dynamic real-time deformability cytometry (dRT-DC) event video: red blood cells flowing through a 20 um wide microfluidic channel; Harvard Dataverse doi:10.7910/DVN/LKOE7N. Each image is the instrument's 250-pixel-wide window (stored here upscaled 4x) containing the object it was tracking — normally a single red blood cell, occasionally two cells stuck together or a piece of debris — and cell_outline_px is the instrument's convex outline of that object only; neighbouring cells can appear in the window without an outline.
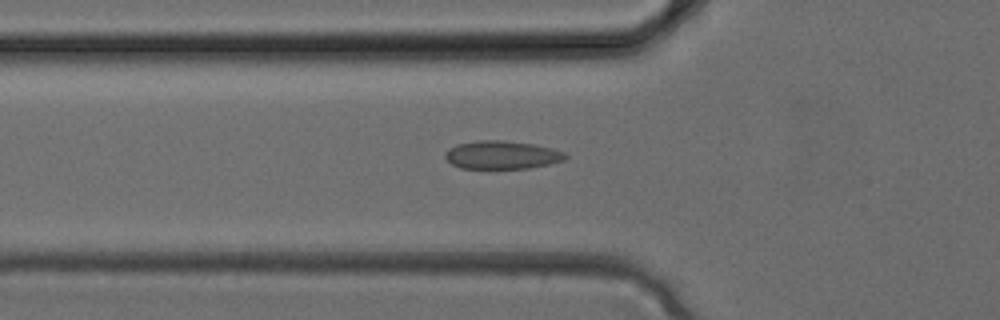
{"species": "common noctule bat (a hibernating species)", "species_latin": "Nyctalus noctula", "temperature_condition": "cold", "stored_images_in_passage": 24, "camera_frame_rate_fps": 3000, "um_per_image_px": 0.085, "animal": {"sex": "female", "body_mass_g": 24.6, "forearm_length_mm": 56.2}, "frame": {"image": 1, "passage_image": 2, "time_ms": 0.333, "image_size_px": [1000, 320], "cell_outline_px": [[568, 156], [564, 160], [548, 164], [528, 168], [460, 168], [452, 164], [444, 156], [444, 152], [448, 148], [456, 144], [476, 140], [500, 140], [532, 144], [552, 148], [564, 152]], "centroid_in_image_um": [42.62, 13.16], "position_along_channel_um": 83.2, "area_um2": 19.71}}
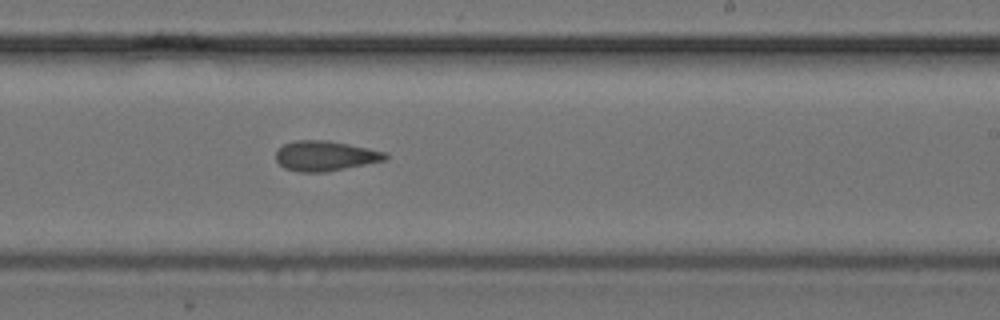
{"frame": {"image": 2, "passage_image": 11, "time_ms": 3.333, "image_size_px": [1000, 320], "cell_outline_px": [[388, 156], [384, 160], [324, 172], [300, 172], [284, 168], [276, 160], [276, 152], [284, 144], [296, 140], [328, 140], [388, 152]], "centroid_in_image_um": [27.63, 13.24], "position_along_channel_um": 261.4, "area_um2": 18.96}}
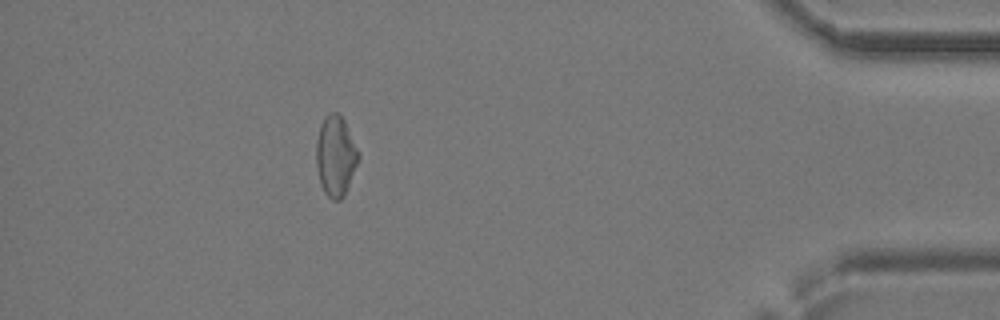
{"frame": {"image": 3, "passage_image": 21, "time_ms": 6.667, "image_size_px": [1000, 320], "cell_outline_px": [[360, 156], [344, 196], [340, 200], [332, 200], [324, 192], [320, 184], [316, 164], [316, 140], [320, 124], [324, 116], [328, 112], [336, 112], [344, 120], [360, 152]], "centroid_in_image_um": [28.52, 13.24], "position_along_channel_um": 406.7, "area_um2": 19.94}}